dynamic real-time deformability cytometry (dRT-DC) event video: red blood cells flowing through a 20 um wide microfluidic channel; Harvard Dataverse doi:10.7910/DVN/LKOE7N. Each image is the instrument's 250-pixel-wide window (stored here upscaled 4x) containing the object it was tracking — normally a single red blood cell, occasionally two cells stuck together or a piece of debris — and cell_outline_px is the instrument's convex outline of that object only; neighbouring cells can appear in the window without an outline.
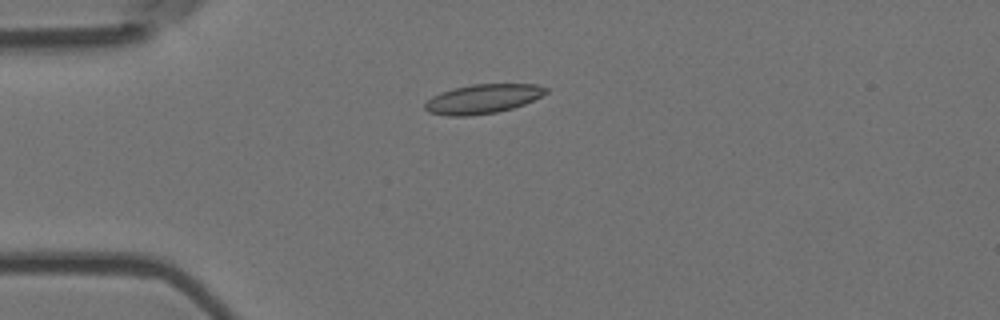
{"species": "Egyptian fruit bat (a non-hibernating species)", "species_latin": "Rousettus aegyptiacus", "temperature_condition": "room temperature", "stored_images_in_passage": 5, "camera_frame_rate_fps": 3000, "um_per_image_px": 0.085, "animal": {"sex": "female"}, "frame": {"image": 1, "passage_image": 4, "time_ms": 1.0, "image_size_px": [1000, 320], "cell_outline_px": [[548, 92], [524, 104], [512, 108], [496, 112], [468, 116], [448, 116], [428, 112], [424, 108], [424, 104], [432, 96], [440, 92], [452, 88], [472, 84], [536, 84], [548, 88]], "centroid_in_image_um": [41.0, 8.4], "position_along_channel_um": 44.0, "area_um2": 20.63}}